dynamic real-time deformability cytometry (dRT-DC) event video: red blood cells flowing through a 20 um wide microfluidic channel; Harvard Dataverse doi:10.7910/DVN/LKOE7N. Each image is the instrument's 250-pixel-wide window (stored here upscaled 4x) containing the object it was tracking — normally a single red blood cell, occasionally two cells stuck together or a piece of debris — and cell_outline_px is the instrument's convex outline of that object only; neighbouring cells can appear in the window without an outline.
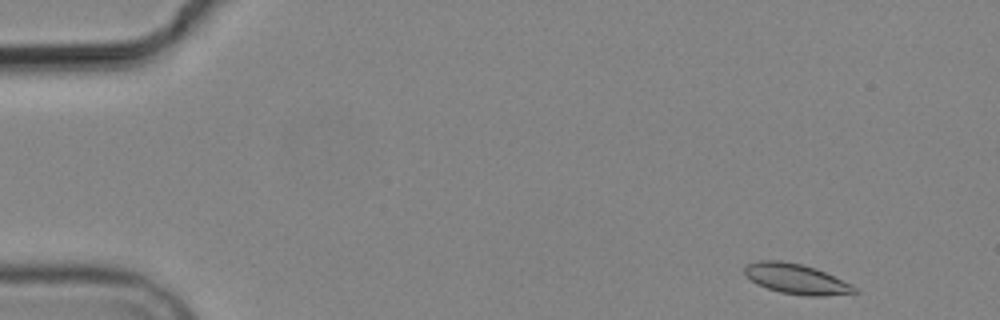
{"species": "common noctule bat (a hibernating species)", "species_latin": "Nyctalus noctula", "temperature_condition": "cold", "stored_images_in_passage": 5, "camera_frame_rate_fps": 3000, "um_per_image_px": 0.085, "animal": {"sex": "male", "body_mass_g": 19.2, "forearm_length_mm": 51.8}, "frame": {"image": 1, "passage_image": 1, "time_ms": 0.0, "image_size_px": [1000, 320], "cell_outline_px": [[860, 292], [824, 296], [804, 296], [780, 292], [756, 284], [744, 272], [744, 268], [748, 264], [760, 260], [780, 260], [800, 264], [816, 268], [852, 284]], "centroid_in_image_um": [67.71, 23.71], "position_along_channel_um": 17.3, "area_um2": 19.25}}